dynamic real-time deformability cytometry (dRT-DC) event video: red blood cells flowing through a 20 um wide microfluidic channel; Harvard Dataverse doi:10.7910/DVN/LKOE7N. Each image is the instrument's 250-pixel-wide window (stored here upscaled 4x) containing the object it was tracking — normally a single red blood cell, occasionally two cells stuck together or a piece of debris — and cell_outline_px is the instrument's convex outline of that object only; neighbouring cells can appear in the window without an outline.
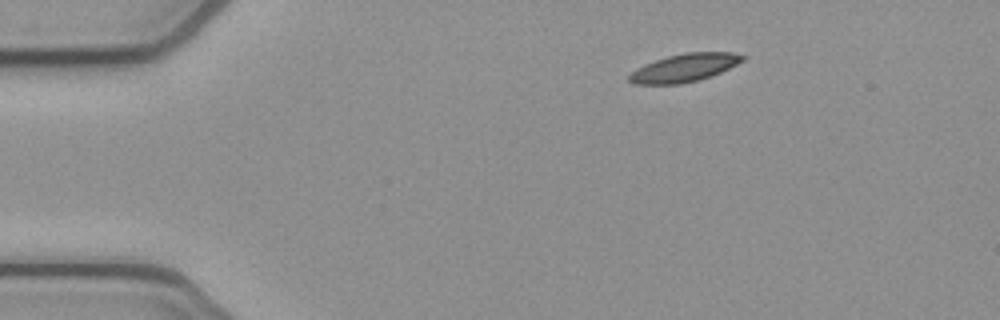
{"species": "common noctule bat (a hibernating species)", "species_latin": "Nyctalus noctula", "temperature_condition": "cold", "stored_images_in_passage": 46, "camera_frame_rate_fps": 3000, "um_per_image_px": 0.085, "animal": {"sex": "female", "body_mass_g": 21.9}, "frame": {"image": 1, "passage_image": 1, "time_ms": 0.0, "image_size_px": [1000, 320], "cell_outline_px": [[748, 56], [744, 60], [712, 76], [700, 80], [680, 84], [632, 84], [628, 80], [628, 76], [636, 68], [644, 64], [668, 56], [688, 52], [732, 52]], "centroid_in_image_um": [58.17, 5.76], "position_along_channel_um": 26.8, "area_um2": 18.55}}
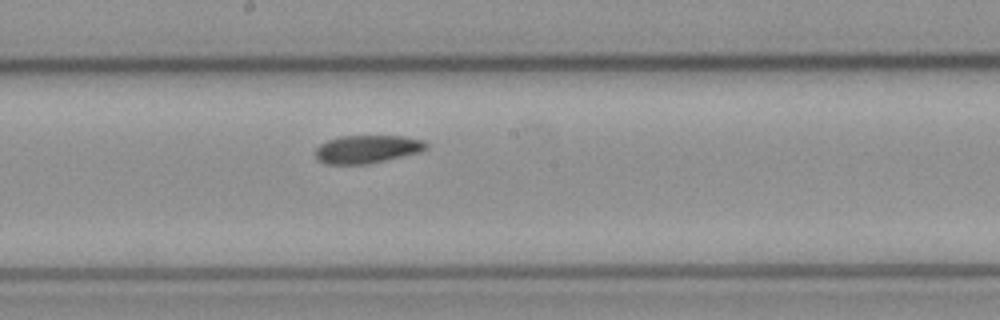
{"frame": {"image": 2, "passage_image": 21, "time_ms": 6.667, "image_size_px": [1000, 320], "cell_outline_px": [[428, 148], [420, 152], [368, 164], [324, 164], [316, 160], [316, 148], [320, 144], [328, 140], [340, 136], [404, 136], [424, 140], [428, 144]], "centroid_in_image_um": [31.21, 12.68], "position_along_channel_um": 217.0, "area_um2": 18.21}}
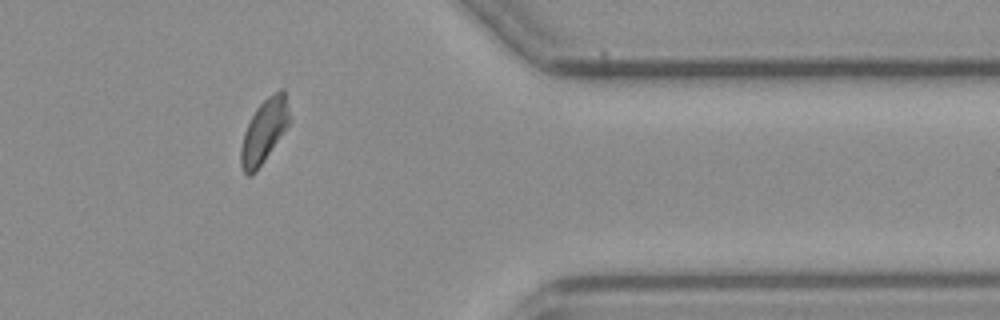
{"frame": {"image": 3, "passage_image": 36, "time_ms": 11.667, "image_size_px": [1000, 320], "cell_outline_px": [[288, 124], [256, 172], [252, 176], [248, 176], [244, 172], [240, 164], [240, 148], [244, 132], [256, 108], [268, 96], [280, 88], [284, 88], [288, 108]], "centroid_in_image_um": [22.41, 11.15], "position_along_channel_um": 389.0, "area_um2": 17.57}, "authors_computed_cell_mechanics": {"area_um2": 18.5827, "velocity_mm_per_s": 3.8368, "shape_relaxation_time_tau1_ms": 5.5862, "shape_relaxation_time_tau2_ms": 3.641, "deformation_change_tau1": 0.1275, "deformation_change_tau2": 0.0875}}